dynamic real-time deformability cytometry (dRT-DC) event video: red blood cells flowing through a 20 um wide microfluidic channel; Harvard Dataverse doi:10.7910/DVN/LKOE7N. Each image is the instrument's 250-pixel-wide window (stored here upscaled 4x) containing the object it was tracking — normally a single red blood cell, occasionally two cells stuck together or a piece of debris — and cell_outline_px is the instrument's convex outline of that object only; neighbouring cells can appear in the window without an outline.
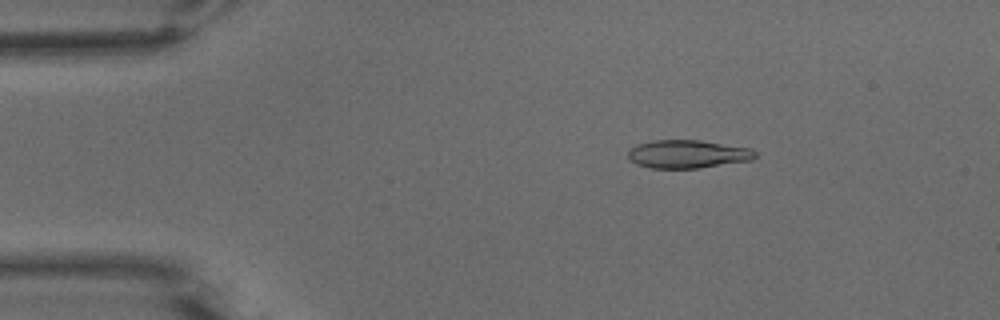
{"species": "common noctule bat (a hibernating species)", "species_latin": "Nyctalus noctula", "temperature_condition": "warm", "stored_images_in_passage": 88, "camera_frame_rate_fps": 3000, "um_per_image_px": 0.085, "animal": {"sex": "male", "body_mass_g": 15.6}, "frame": {"image": 1, "passage_image": 14, "time_ms": 4.333, "image_size_px": [1000, 320], "cell_outline_px": [[756, 156], [752, 160], [696, 168], [648, 168], [636, 164], [628, 156], [628, 148], [636, 144], [652, 140], [700, 140], [752, 148], [756, 152]], "centroid_in_image_um": [58.43, 13.08], "position_along_channel_um": 26.6, "area_um2": 20.98}}
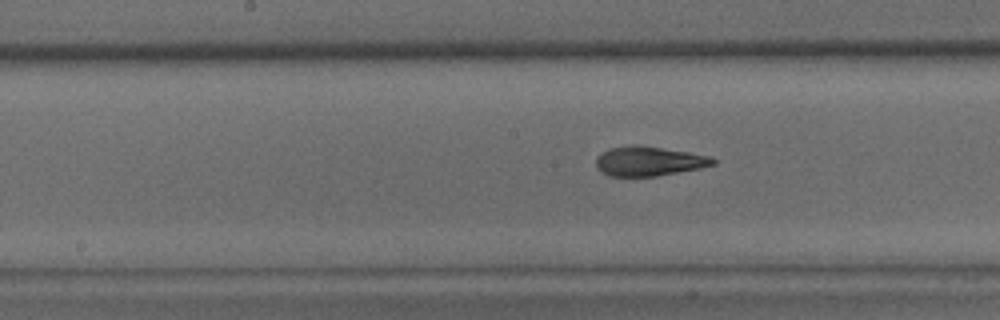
{"frame": {"image": 2, "passage_image": 44, "time_ms": 14.333, "image_size_px": [1000, 320], "cell_outline_px": [[716, 164], [700, 168], [656, 176], [608, 176], [600, 172], [596, 168], [596, 156], [600, 152], [608, 148], [632, 144], [636, 144], [688, 152], [712, 156], [716, 160]], "centroid_in_image_um": [55.11, 13.69], "position_along_channel_um": 193.1, "area_um2": 20.4}}
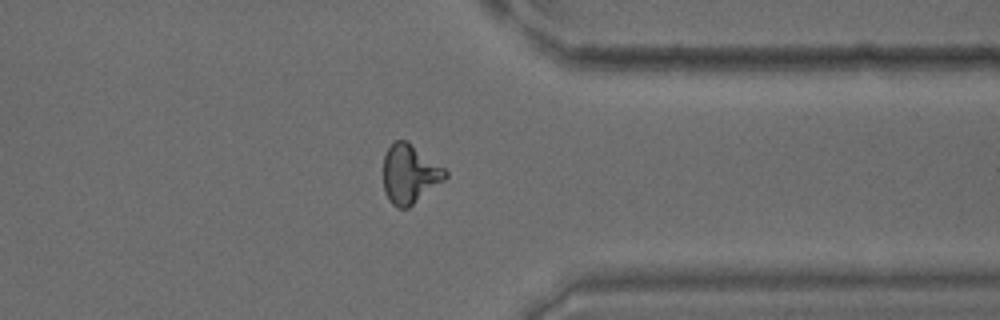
{"frame": {"image": 3, "passage_image": 69, "time_ms": 22.667, "image_size_px": [1000, 320], "cell_outline_px": [[448, 176], [444, 180], [408, 208], [396, 208], [388, 200], [384, 192], [384, 156], [388, 148], [396, 140], [408, 140], [444, 168], [448, 172]], "centroid_in_image_um": [34.82, 14.79], "position_along_channel_um": 376.6, "area_um2": 21.27}, "authors_computed_cell_mechanics": {"area_um2": 20.6346, "velocity_mm_per_s": 2.2781, "shape_relaxation_time_tau1_ms": 8.2927, "shape_relaxation_time_tau2_ms": 2.0868, "deformation_change_tau1": 0.2281, "deformation_change_tau2": 0.097}}